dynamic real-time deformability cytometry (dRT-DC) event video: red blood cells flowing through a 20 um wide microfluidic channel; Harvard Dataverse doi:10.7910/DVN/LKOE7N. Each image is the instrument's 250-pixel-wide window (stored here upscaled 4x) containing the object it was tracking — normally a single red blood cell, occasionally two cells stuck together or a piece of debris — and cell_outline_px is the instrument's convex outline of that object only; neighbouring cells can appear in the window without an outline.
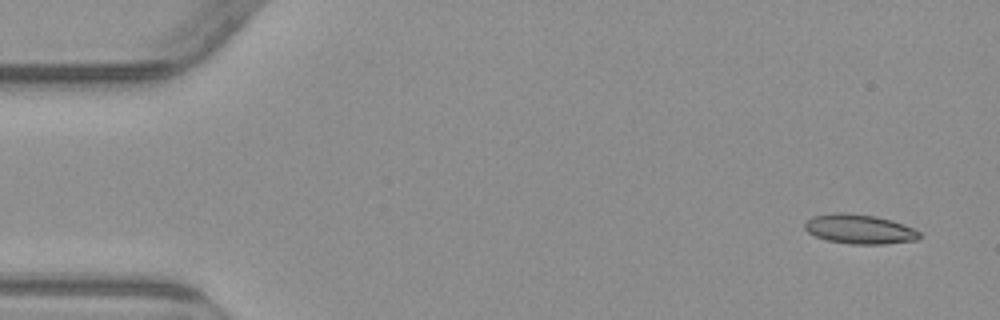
{"species": "common noctule bat (a hibernating species)", "species_latin": "Nyctalus noctula", "temperature_condition": "warm", "stored_images_in_passage": 3, "camera_frame_rate_fps": 3000, "um_per_image_px": 0.085, "animal": {"sex": "male", "body_mass_g": 23.1, "forearm_length_mm": 52.7}, "frame": {"image": 1, "passage_image": 1, "time_ms": 0.0, "image_size_px": [1000, 320], "cell_outline_px": [[920, 236], [916, 240], [884, 244], [852, 244], [828, 240], [816, 236], [808, 232], [804, 228], [804, 224], [812, 216], [832, 212], [844, 212], [876, 216], [892, 220], [904, 224], [920, 232]], "centroid_in_image_um": [73.04, 19.46], "position_along_channel_um": 12.0, "area_um2": 19.71}}